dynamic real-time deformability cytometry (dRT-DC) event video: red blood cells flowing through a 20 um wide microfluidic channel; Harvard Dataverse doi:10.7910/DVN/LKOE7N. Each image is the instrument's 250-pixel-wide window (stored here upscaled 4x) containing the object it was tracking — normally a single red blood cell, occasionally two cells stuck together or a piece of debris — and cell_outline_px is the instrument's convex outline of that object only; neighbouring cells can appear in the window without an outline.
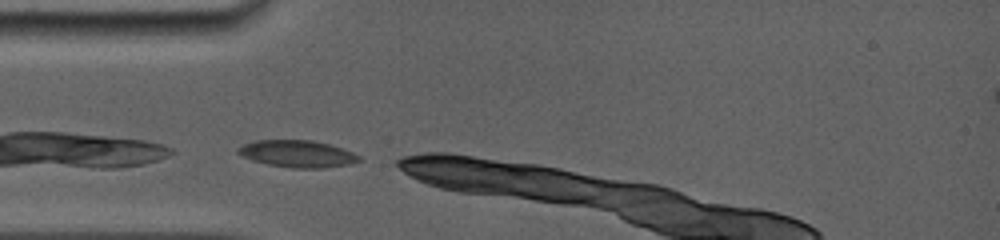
{"species": "common noctule bat (a hibernating species)", "species_latin": "Nyctalus noctula", "temperature_condition": "room temperature", "stored_images_in_passage": 12, "camera_frame_rate_fps": 5000, "um_per_image_px": 0.085, "animal": {"sex": "female", "body_mass_g": 19.0, "forearm_length_mm": 56.7}, "frame": {"image": 1, "passage_image": 1, "time_ms": 0.0, "image_size_px": [1000, 240], "cell_outline_px": [[360, 160], [348, 164], [324, 168], [292, 168], [268, 164], [252, 160], [236, 152], [236, 148], [244, 144], [256, 140], [312, 140], [328, 144], [352, 152], [360, 156]], "centroid_in_image_um": [25.25, 13.07], "position_along_channel_um": 59.8, "area_um2": 18.84}}
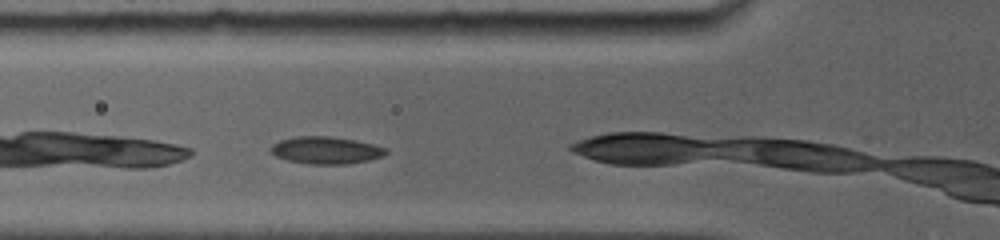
{"frame": {"image": 2, "passage_image": 4, "time_ms": 1.0, "image_size_px": [1000, 240], "cell_outline_px": [[388, 152], [384, 156], [368, 160], [344, 164], [308, 164], [288, 160], [276, 156], [268, 152], [268, 148], [272, 144], [280, 140], [296, 136], [332, 136], [356, 140], [388, 148]], "centroid_in_image_um": [27.68, 12.76], "position_along_channel_um": 98.1, "area_um2": 18.5}}